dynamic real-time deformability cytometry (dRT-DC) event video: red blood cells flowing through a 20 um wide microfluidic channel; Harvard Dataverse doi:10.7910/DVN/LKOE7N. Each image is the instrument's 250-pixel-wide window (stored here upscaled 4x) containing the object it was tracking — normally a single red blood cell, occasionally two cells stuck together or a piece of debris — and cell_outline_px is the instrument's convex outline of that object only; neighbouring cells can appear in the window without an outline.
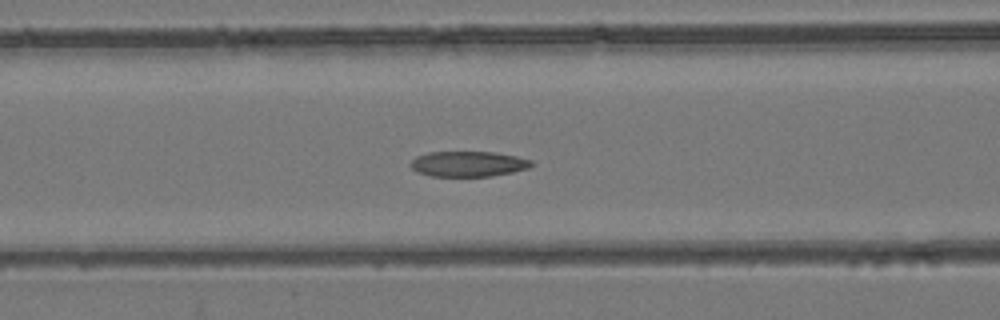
{"species": "common noctule bat (a hibernating species)", "species_latin": "Nyctalus noctula", "temperature_condition": "room temperature", "stored_images_in_passage": 49, "camera_frame_rate_fps": 3000, "um_per_image_px": 0.085, "animal": {"sex": "female", "body_mass_g": 24.6, "forearm_length_mm": 56.2}, "frame": {"image": 1, "passage_image": 17, "time_ms": 5.333, "image_size_px": [1000, 320], "cell_outline_px": [[536, 164], [528, 168], [512, 172], [492, 176], [432, 176], [416, 172], [408, 164], [416, 156], [428, 152], [496, 152], [516, 156], [532, 160]], "centroid_in_image_um": [39.8, 13.93], "position_along_channel_um": 126.8, "area_um2": 18.03}}
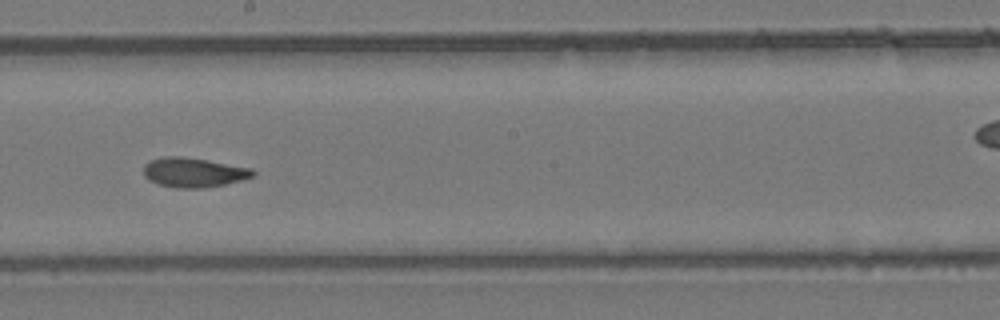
{"frame": {"image": 2, "passage_image": 25, "time_ms": 8.0, "image_size_px": [1000, 320], "cell_outline_px": [[256, 172], [252, 176], [240, 180], [224, 184], [204, 188], [176, 188], [160, 184], [148, 180], [144, 176], [144, 164], [152, 160], [164, 156], [180, 156], [252, 168]], "centroid_in_image_um": [16.43, 14.66], "position_along_channel_um": 231.8, "area_um2": 18.55}}
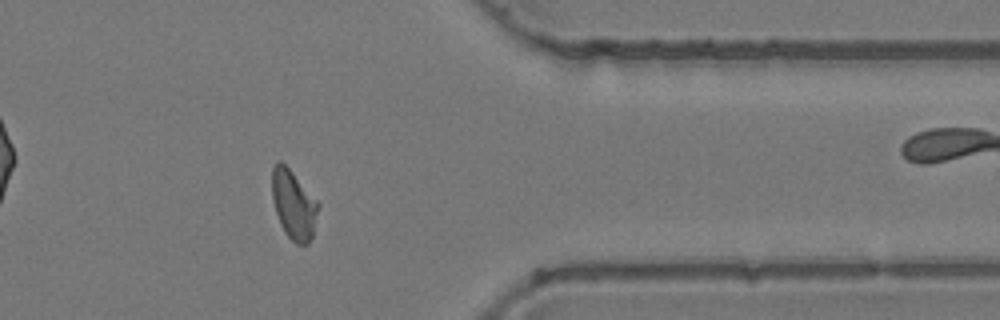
{"frame": {"image": 3, "passage_image": 38, "time_ms": 12.333, "image_size_px": [1000, 320], "cell_outline_px": [[320, 204], [312, 236], [308, 244], [296, 244], [284, 232], [280, 224], [272, 200], [272, 168], [276, 160], [280, 160], [292, 172]], "centroid_in_image_um": [24.94, 17.39], "position_along_channel_um": 386.5, "area_um2": 18.5}, "authors_computed_cell_mechanics": {"area_um2": 18.5538, "velocity_mm_per_s": 3.9385, "shape_relaxation_time_tau1_ms": null, "shape_relaxation_time_tau2_ms": 3.445, "deformation_change_tau1": null, "deformation_change_tau2": 0.0927}}